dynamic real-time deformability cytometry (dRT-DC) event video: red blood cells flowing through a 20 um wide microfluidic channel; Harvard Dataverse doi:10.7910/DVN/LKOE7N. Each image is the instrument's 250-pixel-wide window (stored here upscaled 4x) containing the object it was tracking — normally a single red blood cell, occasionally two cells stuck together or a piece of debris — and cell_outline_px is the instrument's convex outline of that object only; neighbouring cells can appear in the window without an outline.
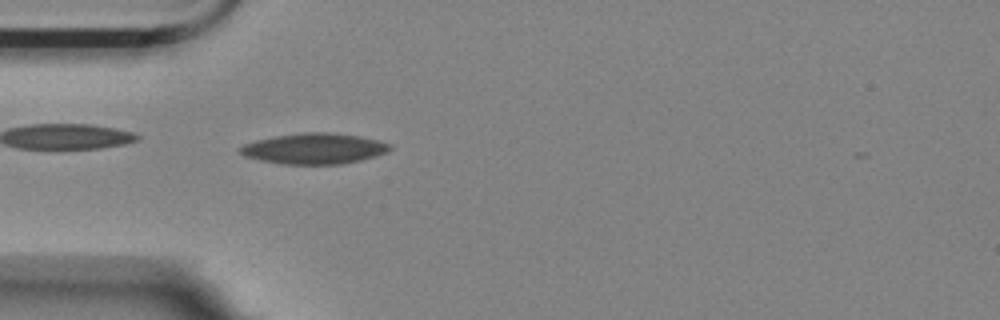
{"species": "Egyptian fruit bat (a non-hibernating species)", "species_latin": "Rousettus aegyptiacus", "temperature_condition": "room temperature", "stored_images_in_passage": 18, "camera_frame_rate_fps": 3000, "um_per_image_px": 0.085, "animal": {"sex": "female"}, "frame": {"image": 1, "passage_image": 1, "time_ms": 0.0, "image_size_px": [1000, 320], "cell_outline_px": [[392, 148], [388, 152], [376, 156], [360, 160], [340, 164], [280, 164], [260, 160], [244, 156], [236, 148], [244, 144], [256, 140], [276, 136], [304, 132], [328, 132], [360, 136], [380, 140], [392, 144]], "centroid_in_image_um": [26.72, 12.63], "position_along_channel_um": 58.3, "area_um2": 26.99}}
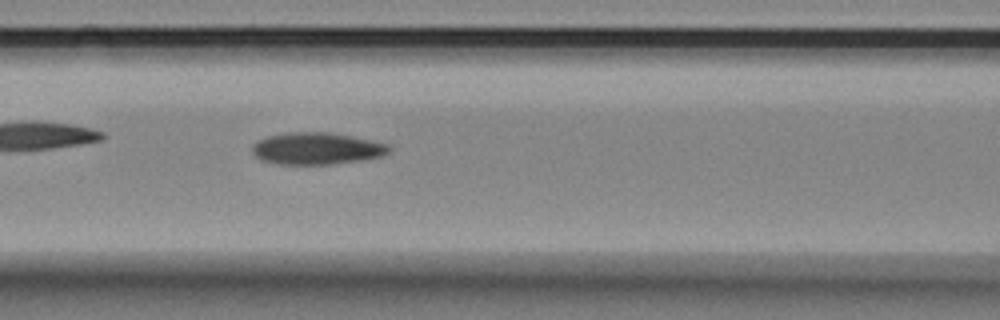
{"frame": {"image": 2, "passage_image": 8, "time_ms": 2.333, "image_size_px": [1000, 320], "cell_outline_px": [[392, 152], [384, 156], [360, 160], [332, 164], [276, 164], [260, 160], [252, 152], [252, 144], [268, 136], [288, 132], [328, 132], [388, 144], [392, 148]], "centroid_in_image_um": [26.92, 12.63], "position_along_channel_um": 139.7, "area_um2": 25.43}}